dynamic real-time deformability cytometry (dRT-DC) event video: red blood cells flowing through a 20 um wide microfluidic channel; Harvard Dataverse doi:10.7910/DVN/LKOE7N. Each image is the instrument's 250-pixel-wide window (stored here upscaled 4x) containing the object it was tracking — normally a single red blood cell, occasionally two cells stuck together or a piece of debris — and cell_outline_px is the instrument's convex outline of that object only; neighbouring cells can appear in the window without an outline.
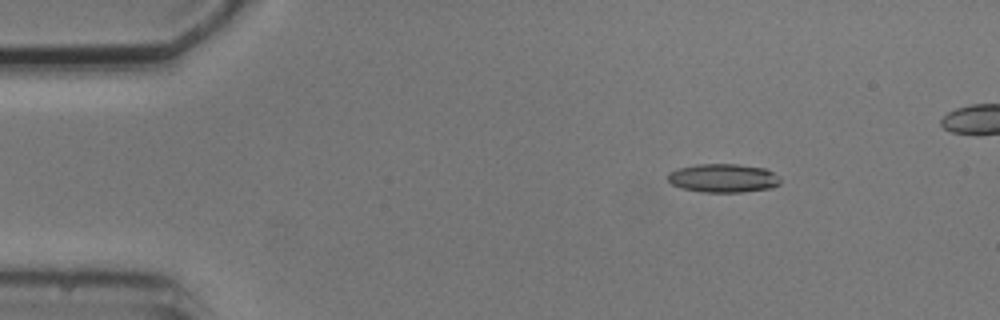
{"species": "common noctule bat (a hibernating species)", "species_latin": "Nyctalus noctula", "temperature_condition": "cold", "stored_images_in_passage": 5, "camera_frame_rate_fps": 3000, "um_per_image_px": 0.085, "animal": {"sex": "male", "body_mass_g": 20.5, "forearm_length_mm": 52.5}, "frame": {"image": 1, "passage_image": 2, "time_ms": 2.0, "image_size_px": [1000, 320], "cell_outline_px": [[780, 184], [772, 188], [740, 192], [704, 192], [680, 188], [672, 184], [668, 180], [668, 172], [680, 168], [696, 164], [736, 164], [768, 168], [780, 176]], "centroid_in_image_um": [61.51, 15.13], "position_along_channel_um": 23.5, "area_um2": 18.96}}